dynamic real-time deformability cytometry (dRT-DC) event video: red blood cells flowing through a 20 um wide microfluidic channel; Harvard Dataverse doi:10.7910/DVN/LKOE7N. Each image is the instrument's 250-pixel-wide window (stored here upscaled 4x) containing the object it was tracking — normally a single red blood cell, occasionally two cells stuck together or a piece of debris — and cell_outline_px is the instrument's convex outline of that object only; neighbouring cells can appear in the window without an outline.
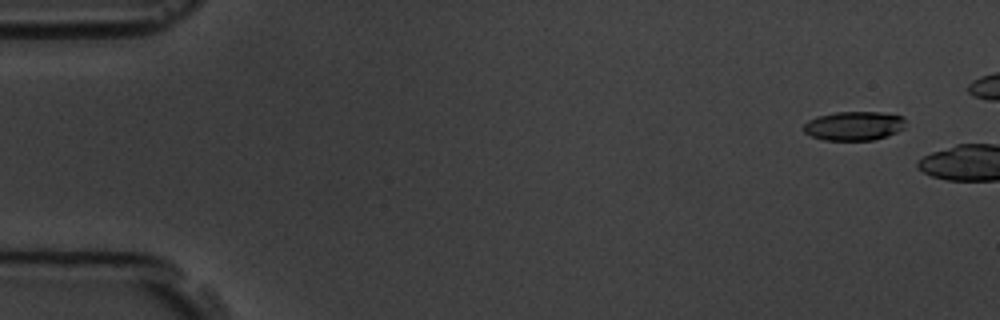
{"species": "common noctule bat (a hibernating species)", "species_latin": "Nyctalus noctula", "temperature_condition": "room temperature", "stored_images_in_passage": 7, "camera_frame_rate_fps": 3000, "um_per_image_px": 0.085, "animal": {"sex": "male", "body_mass_g": 19.5, "forearm_length_mm": 54.6}, "frame": {"image": 1, "passage_image": 7, "time_ms": 7.0, "image_size_px": [1000, 320], "cell_outline_px": [[904, 128], [888, 136], [872, 140], [824, 140], [812, 136], [804, 132], [804, 124], [808, 120], [816, 116], [836, 112], [880, 112], [904, 116]], "centroid_in_image_um": [72.59, 10.69], "position_along_channel_um": 12.4, "area_um2": 17.28}}